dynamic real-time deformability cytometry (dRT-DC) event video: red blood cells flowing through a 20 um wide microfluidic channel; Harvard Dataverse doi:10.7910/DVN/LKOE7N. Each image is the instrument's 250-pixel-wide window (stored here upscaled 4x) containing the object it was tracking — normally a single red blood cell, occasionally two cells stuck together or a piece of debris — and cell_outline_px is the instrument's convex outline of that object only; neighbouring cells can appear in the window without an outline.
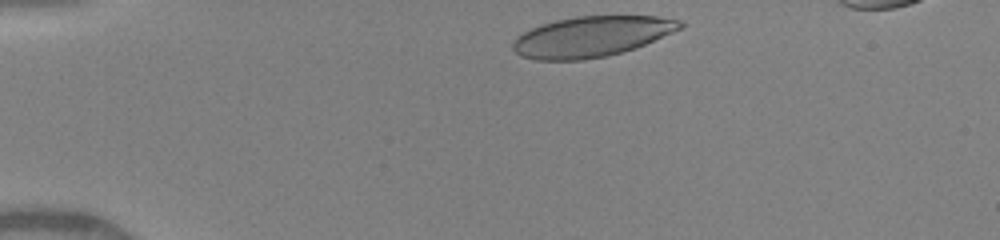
{"species": "human", "species_latin": "Homo sapiens", "temperature_condition": "warm", "stored_images_in_passage": 29, "camera_frame_rate_fps": 3000, "um_per_image_px": 0.085, "donor": {"sex": "female"}, "frame": {"image": 1, "passage_image": 1, "time_ms": 0.0, "image_size_px": [1000, 240], "cell_outline_px": [[684, 24], [680, 28], [672, 32], [644, 44], [608, 56], [580, 60], [536, 60], [520, 56], [512, 48], [512, 44], [524, 32], [532, 28], [556, 20], [576, 16], [656, 16], [684, 20]], "centroid_in_image_um": [50.28, 3.11], "position_along_channel_um": 34.7, "area_um2": 39.02}}
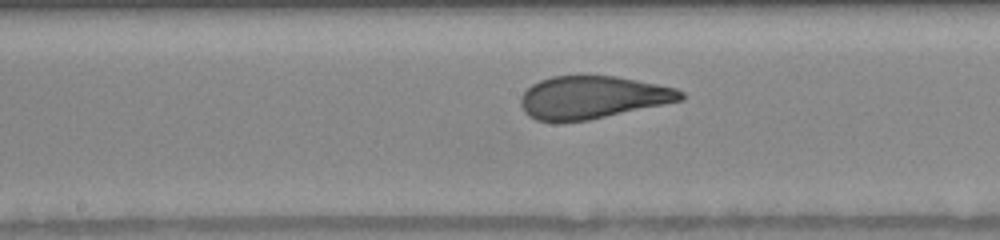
{"frame": {"image": 2, "passage_image": 13, "time_ms": 5.333, "image_size_px": [1000, 240], "cell_outline_px": [[684, 100], [588, 120], [536, 120], [528, 116], [524, 112], [520, 104], [520, 100], [524, 92], [532, 84], [540, 80], [552, 76], [580, 72], [616, 76], [676, 88], [684, 92]], "centroid_in_image_um": [50.35, 8.22], "position_along_channel_um": 197.8, "area_um2": 40.29}}
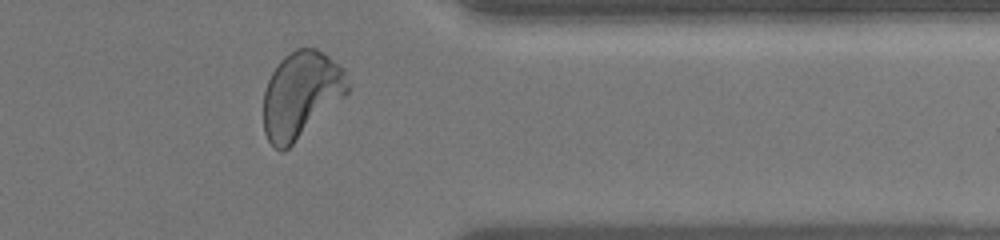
{"frame": {"image": 3, "passage_image": 24, "time_ms": 10.0, "image_size_px": [1000, 240], "cell_outline_px": [[348, 92], [344, 96], [284, 152], [280, 152], [268, 140], [264, 132], [264, 92], [268, 80], [272, 72], [280, 60], [284, 56], [296, 48], [316, 48], [328, 56], [344, 68], [348, 84]], "centroid_in_image_um": [25.56, 8.04], "position_along_channel_um": 385.8, "area_um2": 41.96}, "authors_computed_cell_mechanics": {"area_um2": 40.8646, "velocity_mm_per_s": 4.1602, "shape_relaxation_time_tau1_ms": 4.058, "shape_relaxation_time_tau2_ms": null, "deformation_change_tau1": 0.1757, "deformation_change_tau2": null}}